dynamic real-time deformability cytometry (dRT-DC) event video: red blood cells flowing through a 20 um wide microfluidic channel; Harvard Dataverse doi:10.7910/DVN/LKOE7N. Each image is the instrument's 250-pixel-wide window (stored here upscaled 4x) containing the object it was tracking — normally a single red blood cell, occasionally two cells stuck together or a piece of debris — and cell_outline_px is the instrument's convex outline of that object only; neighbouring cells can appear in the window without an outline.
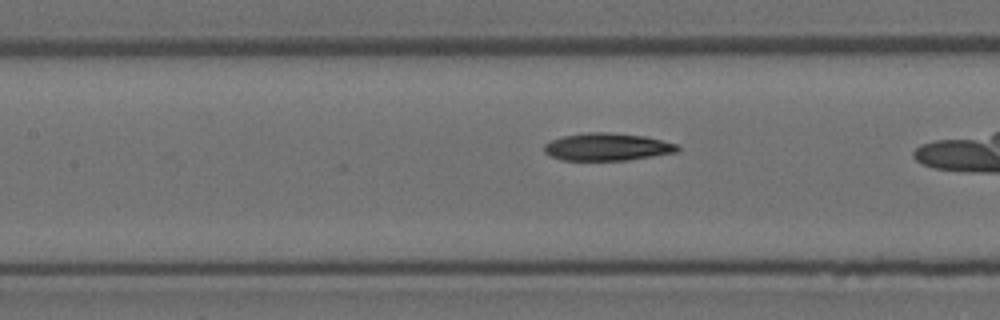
{"species": "Egyptian fruit bat (a non-hibernating species)", "species_latin": "Rousettus aegyptiacus", "temperature_condition": "room temperature", "stored_images_in_passage": 19, "camera_frame_rate_fps": 3000, "um_per_image_px": 0.085, "animal": {"sex": "female"}, "frame": {"image": 1, "passage_image": 11, "time_ms": 3.333, "image_size_px": [1000, 320], "cell_outline_px": [[680, 152], [628, 160], [560, 160], [544, 152], [544, 144], [552, 140], [564, 136], [588, 132], [608, 132], [644, 136], [680, 144]], "centroid_in_image_um": [51.67, 12.49], "position_along_channel_um": 155.7, "area_um2": 21.5}}
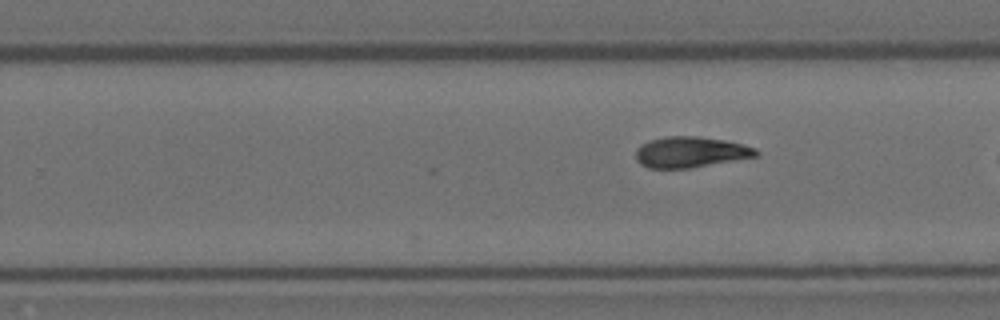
{"frame": {"image": 2, "passage_image": 19, "time_ms": 6.0, "image_size_px": [1000, 320], "cell_outline_px": [[760, 156], [688, 168], [648, 168], [640, 164], [636, 160], [636, 148], [640, 144], [648, 140], [668, 136], [696, 136], [724, 140], [756, 148], [760, 152]], "centroid_in_image_um": [58.68, 12.93], "position_along_channel_um": 271.1, "area_um2": 21.68}}